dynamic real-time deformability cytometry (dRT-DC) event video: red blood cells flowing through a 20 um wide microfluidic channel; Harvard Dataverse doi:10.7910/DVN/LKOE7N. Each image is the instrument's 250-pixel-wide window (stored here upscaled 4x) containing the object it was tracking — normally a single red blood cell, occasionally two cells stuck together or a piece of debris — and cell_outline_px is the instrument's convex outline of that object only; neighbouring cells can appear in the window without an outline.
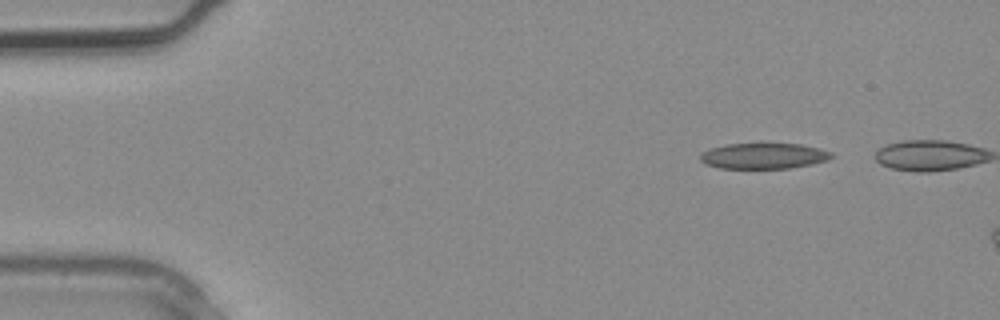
{"species": "common noctule bat (a hibernating species)", "species_latin": "Nyctalus noctula", "temperature_condition": "warm", "stored_images_in_passage": 3, "segment_of_instrument_passage": [2, 2], "camera_frame_rate_fps": 3000, "um_per_image_px": 0.085, "animal": {"sex": "male", "body_mass_g": 20.4}, "frame": {"image": 1, "passage_image": 3, "time_ms": 0.667, "image_size_px": [1000, 320], "cell_outline_px": [[832, 156], [828, 160], [812, 164], [792, 168], [720, 168], [704, 164], [700, 160], [700, 156], [704, 152], [712, 148], [728, 144], [760, 140], [800, 144], [820, 148], [832, 152]], "centroid_in_image_um": [64.93, 13.2], "position_along_channel_um": 20.1, "area_um2": 20.58}}